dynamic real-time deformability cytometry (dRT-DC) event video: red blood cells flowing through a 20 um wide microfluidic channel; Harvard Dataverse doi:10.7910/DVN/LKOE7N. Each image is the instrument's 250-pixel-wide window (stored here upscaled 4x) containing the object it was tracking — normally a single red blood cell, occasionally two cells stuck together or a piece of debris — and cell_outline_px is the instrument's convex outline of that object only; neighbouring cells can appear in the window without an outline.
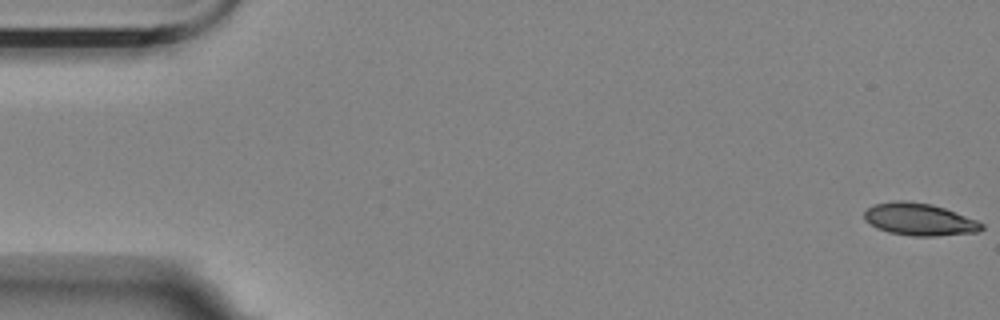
{"species": "Egyptian fruit bat (a non-hibernating species)", "species_latin": "Rousettus aegyptiacus", "temperature_condition": "room temperature", "stored_images_in_passage": 57, "camera_frame_rate_fps": 3000, "um_per_image_px": 0.085, "animal": {"sex": "female"}, "frame": {"image": 1, "passage_image": 1, "time_ms": 0.0, "image_size_px": [1000, 320], "cell_outline_px": [[984, 228], [980, 232], [936, 236], [912, 236], [888, 232], [876, 228], [864, 220], [864, 212], [868, 208], [876, 204], [892, 200], [904, 200], [932, 204], [944, 208], [976, 220], [984, 224]], "centroid_in_image_um": [78.14, 18.65], "position_along_channel_um": 6.9, "area_um2": 22.2}}
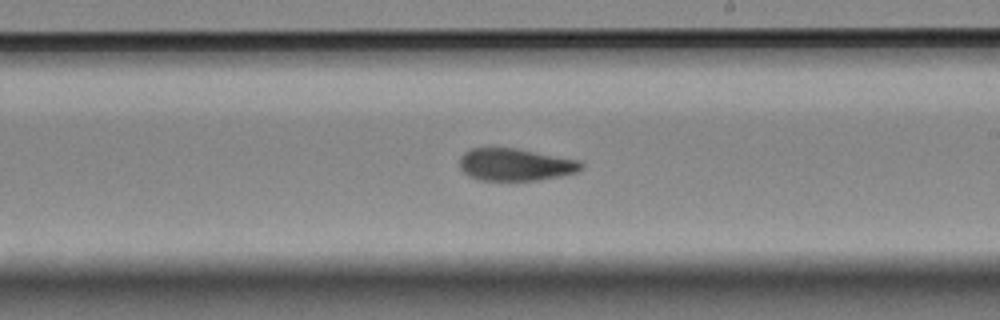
{"frame": {"image": 2, "passage_image": 33, "time_ms": 10.667, "image_size_px": [1000, 320], "cell_outline_px": [[584, 168], [576, 172], [560, 176], [536, 180], [480, 180], [468, 176], [460, 168], [460, 156], [468, 148], [516, 148], [580, 160], [584, 164]], "centroid_in_image_um": [43.8, 13.98], "position_along_channel_um": 245.2, "area_um2": 23.0}}
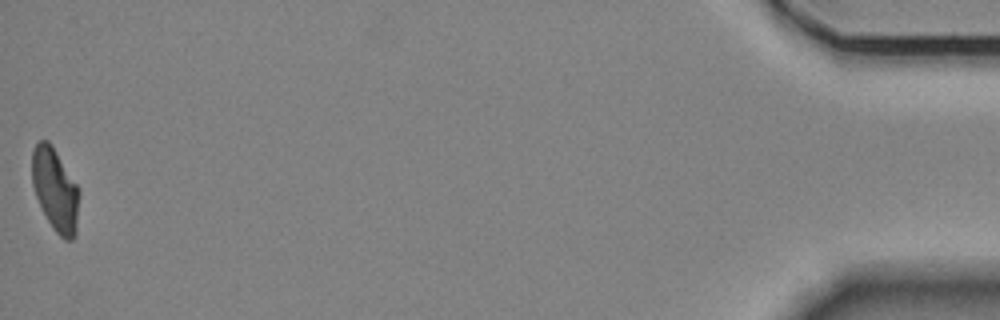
{"frame": {"image": 3, "passage_image": 57, "time_ms": 18.667, "image_size_px": [1000, 320], "cell_outline_px": [[80, 196], [76, 236], [72, 240], [64, 240], [52, 228], [36, 196], [32, 184], [32, 152], [36, 144], [40, 140], [48, 140], [52, 144], [76, 184], [80, 192]], "centroid_in_image_um": [4.71, 16.15], "position_along_channel_um": 430.5, "area_um2": 22.83}, "authors_computed_cell_mechanics": {"area_um2": 23.12, "velocity_mm_per_s": 3.5126, "shape_relaxation_time_tau1_ms": null, "shape_relaxation_time_tau2_ms": 4.3442, "deformation_change_tau1": null, "deformation_change_tau2": 0.0903}}